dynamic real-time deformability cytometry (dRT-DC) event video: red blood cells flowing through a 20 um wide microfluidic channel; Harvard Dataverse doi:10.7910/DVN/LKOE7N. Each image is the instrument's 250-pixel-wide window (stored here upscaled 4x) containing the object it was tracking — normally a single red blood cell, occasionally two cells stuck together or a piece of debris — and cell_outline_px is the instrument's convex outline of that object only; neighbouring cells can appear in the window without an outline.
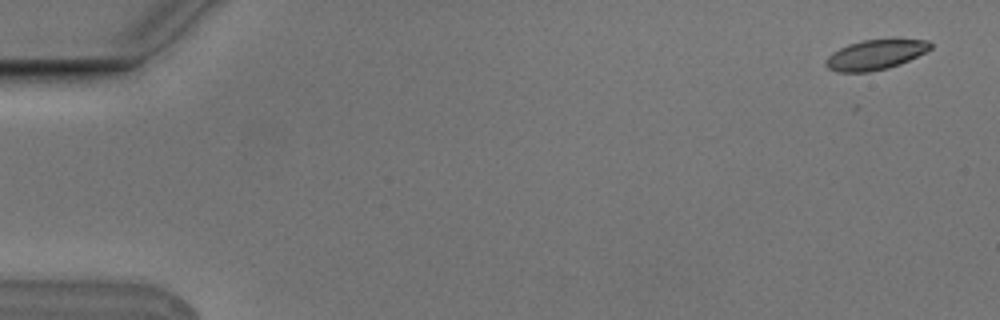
{"species": "Egyptian fruit bat (a non-hibernating species)", "species_latin": "Rousettus aegyptiacus", "temperature_condition": "cold", "stored_images_in_passage": 4, "camera_frame_rate_fps": 3000, "um_per_image_px": 0.085, "animal": {"sex": "male"}, "frame": {"image": 1, "passage_image": 1, "time_ms": 0.0, "image_size_px": [1000, 320], "cell_outline_px": [[932, 48], [900, 64], [888, 68], [868, 72], [836, 72], [828, 68], [824, 64], [824, 60], [832, 52], [848, 44], [864, 40], [928, 40], [932, 44]], "centroid_in_image_um": [74.35, 4.67], "position_along_channel_um": 10.7, "area_um2": 18.03}}